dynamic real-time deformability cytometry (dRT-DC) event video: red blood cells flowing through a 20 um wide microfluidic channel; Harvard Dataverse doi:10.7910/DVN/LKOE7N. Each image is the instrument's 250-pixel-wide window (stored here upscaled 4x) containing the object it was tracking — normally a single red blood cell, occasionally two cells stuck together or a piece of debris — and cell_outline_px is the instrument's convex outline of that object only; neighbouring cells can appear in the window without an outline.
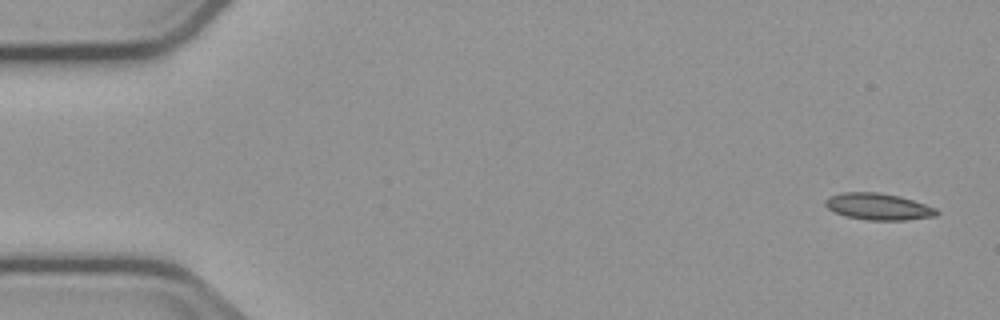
{"species": "common noctule bat (a hibernating species)", "species_latin": "Nyctalus noctula", "temperature_condition": "cold", "stored_images_in_passage": 6, "camera_frame_rate_fps": 3000, "um_per_image_px": 0.085, "animal": {"sex": "male", "body_mass_g": 23.1, "forearm_length_mm": 52.7}, "frame": {"image": 1, "passage_image": 1, "time_ms": 0.0, "image_size_px": [1000, 320], "cell_outline_px": [[940, 212], [936, 216], [904, 220], [868, 220], [848, 216], [836, 212], [828, 208], [824, 204], [824, 200], [828, 196], [844, 192], [876, 192], [900, 196], [936, 208]], "centroid_in_image_um": [74.65, 17.55], "position_along_channel_um": 10.3, "area_um2": 17.17}}
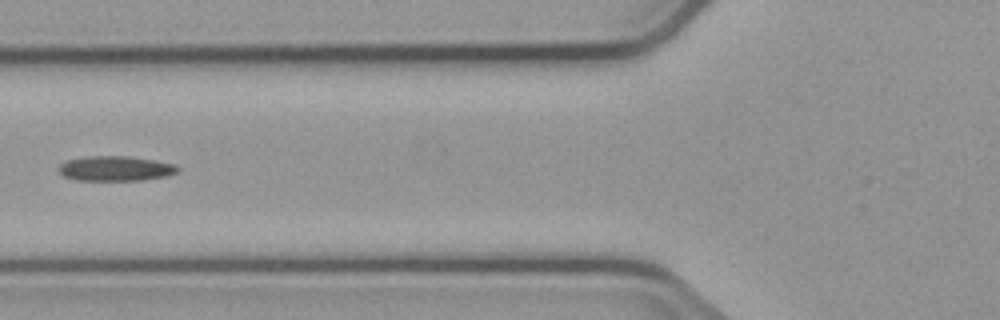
{"frame": {"image": 2, "passage_image": 5, "time_ms": 6.333, "image_size_px": [1000, 320], "cell_outline_px": [[180, 168], [176, 172], [164, 176], [140, 180], [76, 180], [64, 176], [56, 168], [60, 164], [68, 160], [88, 156], [128, 156], [156, 160], [176, 164]], "centroid_in_image_um": [9.81, 14.31], "position_along_channel_um": 116.0, "area_um2": 17.22}}
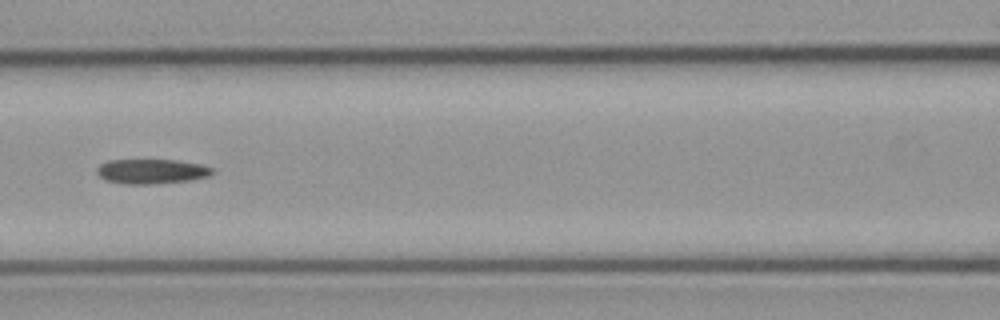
{"frame": {"image": 3, "passage_image": 6, "time_ms": 7.333, "image_size_px": [1000, 320], "cell_outline_px": [[212, 172], [208, 176], [188, 180], [148, 184], [124, 184], [104, 180], [96, 172], [96, 168], [100, 164], [108, 160], [176, 160], [200, 164], [212, 168]], "centroid_in_image_um": [12.81, 14.56], "position_along_channel_um": 153.8, "area_um2": 16.47}}